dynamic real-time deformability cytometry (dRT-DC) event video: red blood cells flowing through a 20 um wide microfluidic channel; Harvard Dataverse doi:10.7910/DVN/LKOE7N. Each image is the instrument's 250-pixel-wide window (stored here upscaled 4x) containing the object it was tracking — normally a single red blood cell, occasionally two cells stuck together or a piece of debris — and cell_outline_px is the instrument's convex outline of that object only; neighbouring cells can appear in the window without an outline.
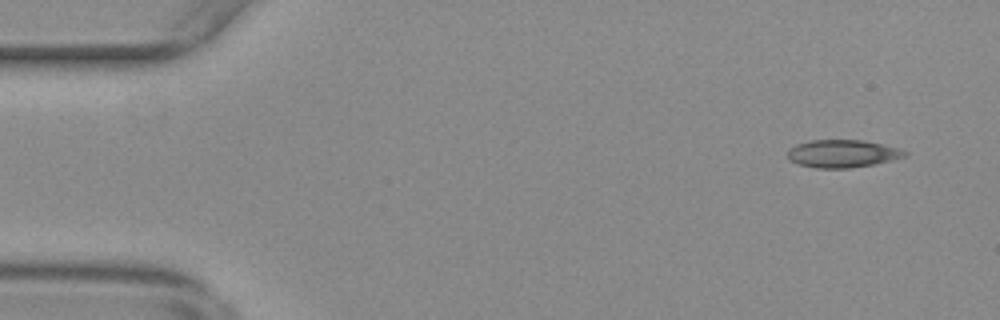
{"species": "common noctule bat (a hibernating species)", "species_latin": "Nyctalus noctula", "temperature_condition": "warm", "stored_images_in_passage": 56, "camera_frame_rate_fps": 3000, "um_per_image_px": 0.085, "animal": {"sex": "female", "body_mass_g": 29.2, "forearm_length_mm": 56.3}, "frame": {"image": 1, "passage_image": 4, "time_ms": 1.0, "image_size_px": [1000, 320], "cell_outline_px": [[908, 156], [872, 164], [848, 168], [816, 168], [800, 164], [792, 160], [788, 156], [788, 152], [796, 144], [812, 140], [860, 140], [880, 144], [896, 148], [908, 152]], "centroid_in_image_um": [71.62, 13.06], "position_along_channel_um": 13.4, "area_um2": 18.44}}
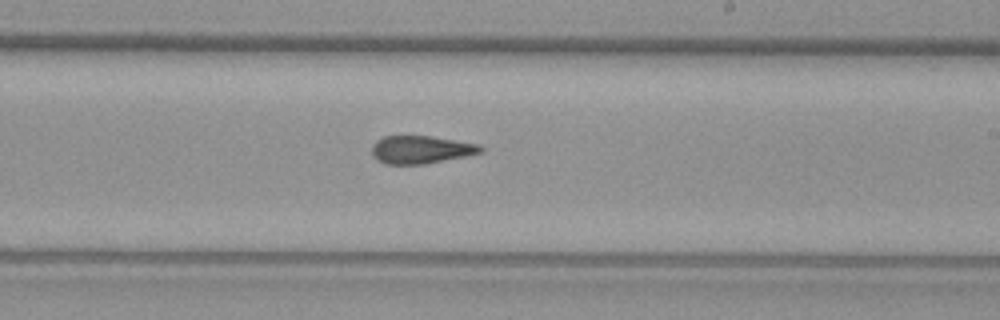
{"frame": {"image": 2, "passage_image": 33, "time_ms": 10.667, "image_size_px": [1000, 320], "cell_outline_px": [[484, 152], [424, 164], [384, 164], [376, 160], [372, 156], [372, 144], [376, 140], [384, 136], [432, 136], [476, 144], [484, 148]], "centroid_in_image_um": [35.72, 12.72], "position_along_channel_um": 253.3, "area_um2": 17.63}}
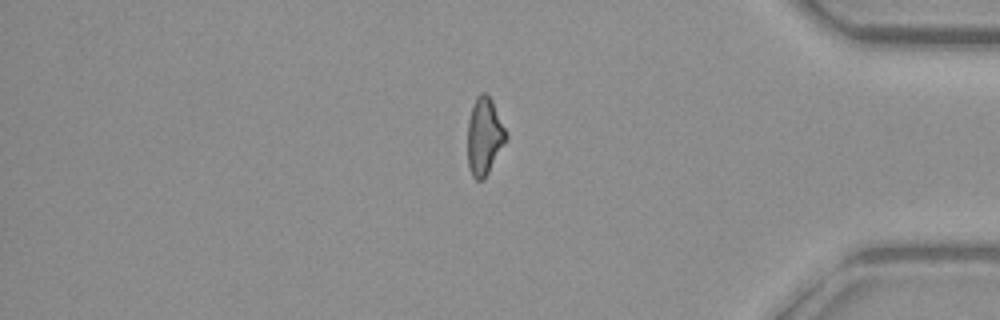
{"frame": {"image": 3, "passage_image": 47, "time_ms": 15.333, "image_size_px": [1000, 320], "cell_outline_px": [[508, 140], [484, 180], [476, 180], [472, 176], [468, 168], [468, 120], [472, 104], [476, 96], [480, 92], [484, 92], [492, 100], [508, 132]], "centroid_in_image_um": [41.19, 11.59], "position_along_channel_um": 394.0, "area_um2": 17.8}, "authors_computed_cell_mechanics": {"area_um2": 18.207, "velocity_mm_per_s": 3.6812, "shape_relaxation_time_tau1_ms": null, "shape_relaxation_time_tau2_ms": 4.1354, "deformation_change_tau1": null, "deformation_change_tau2": 0.1267}}